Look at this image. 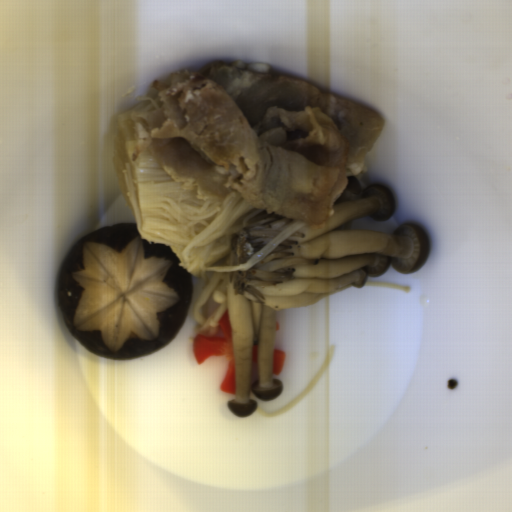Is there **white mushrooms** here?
<instances>
[{
	"label": "white mushrooms",
	"mask_w": 512,
	"mask_h": 512,
	"mask_svg": "<svg viewBox=\"0 0 512 512\" xmlns=\"http://www.w3.org/2000/svg\"><path fill=\"white\" fill-rule=\"evenodd\" d=\"M320 227H303L288 236L247 270L222 272L226 310L234 353L235 398L230 412L250 416L258 409L254 396H280L281 379L273 378L277 311L313 305L350 286L363 287L389 267L417 272L426 262L430 239L413 223L391 233L353 230L364 216L385 221L394 216L395 199L388 188L369 186L355 201L333 205ZM259 344L258 363L251 360Z\"/></svg>",
	"instance_id": "1e6be865"
},
{
	"label": "white mushrooms",
	"mask_w": 512,
	"mask_h": 512,
	"mask_svg": "<svg viewBox=\"0 0 512 512\" xmlns=\"http://www.w3.org/2000/svg\"><path fill=\"white\" fill-rule=\"evenodd\" d=\"M297 222L300 221L274 211L248 221L229 236L230 249L225 265L231 267L247 262L258 249Z\"/></svg>",
	"instance_id": "51bd03cf"
},
{
	"label": "white mushrooms",
	"mask_w": 512,
	"mask_h": 512,
	"mask_svg": "<svg viewBox=\"0 0 512 512\" xmlns=\"http://www.w3.org/2000/svg\"><path fill=\"white\" fill-rule=\"evenodd\" d=\"M347 184L345 186V191H349L354 194H360L362 191V186L359 183L358 179L355 177H346Z\"/></svg>",
	"instance_id": "35ef7601"
}]
</instances>
